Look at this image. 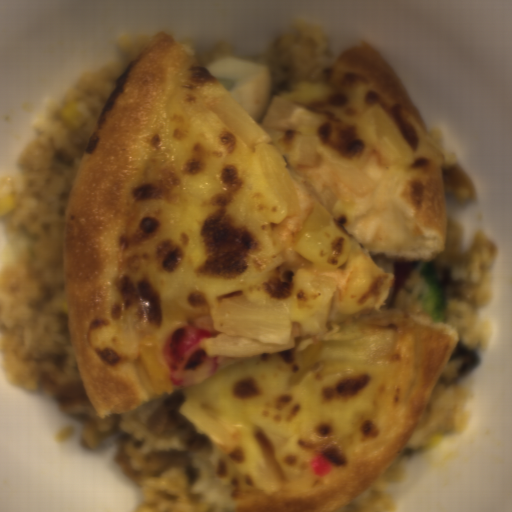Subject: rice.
Returning <instances> with one entry per match:
<instances>
[{
	"mask_svg": "<svg viewBox=\"0 0 512 512\" xmlns=\"http://www.w3.org/2000/svg\"><path fill=\"white\" fill-rule=\"evenodd\" d=\"M462 236L463 226L447 217L445 251L430 261L445 294L446 325L454 327L458 341L477 352L488 347L495 327L492 320L477 319V311L494 297L499 247L477 232L464 251Z\"/></svg>",
	"mask_w": 512,
	"mask_h": 512,
	"instance_id": "023b6e5f",
	"label": "rice"
},
{
	"mask_svg": "<svg viewBox=\"0 0 512 512\" xmlns=\"http://www.w3.org/2000/svg\"><path fill=\"white\" fill-rule=\"evenodd\" d=\"M165 396L121 414H110L104 418L98 416L92 404L59 406V409L62 414L74 418L83 427L81 442L85 450L100 447L114 434L121 438L124 435L139 438L143 442L141 448H135L132 443H127L126 446L131 469L138 471L153 451H184L186 447L185 442L175 434L155 436L145 427V421L161 406Z\"/></svg>",
	"mask_w": 512,
	"mask_h": 512,
	"instance_id": "e3fd555f",
	"label": "rice"
},
{
	"mask_svg": "<svg viewBox=\"0 0 512 512\" xmlns=\"http://www.w3.org/2000/svg\"><path fill=\"white\" fill-rule=\"evenodd\" d=\"M155 35L125 34L114 59L83 74L62 96L46 98L33 121L38 133L16 155L18 172L0 178L1 220L22 237L0 272L1 371L15 387H42V373L61 382L82 381L65 298V211L110 92Z\"/></svg>",
	"mask_w": 512,
	"mask_h": 512,
	"instance_id": "652b925c",
	"label": "rice"
},
{
	"mask_svg": "<svg viewBox=\"0 0 512 512\" xmlns=\"http://www.w3.org/2000/svg\"><path fill=\"white\" fill-rule=\"evenodd\" d=\"M471 395L459 379L453 384L438 383L405 448L368 489L337 512H396L387 493L407 477L410 456L435 446L445 435L463 432L469 423L465 404Z\"/></svg>",
	"mask_w": 512,
	"mask_h": 512,
	"instance_id": "8eca5e8b",
	"label": "rice"
},
{
	"mask_svg": "<svg viewBox=\"0 0 512 512\" xmlns=\"http://www.w3.org/2000/svg\"><path fill=\"white\" fill-rule=\"evenodd\" d=\"M372 261L389 273L385 292L380 300L382 308L418 315L430 319L423 308L421 295L423 282L420 278L422 273L421 259L418 260L406 283L398 295L394 296L397 277L392 265L395 262L412 261L413 258L396 255L374 253L369 254ZM431 320V319H430Z\"/></svg>",
	"mask_w": 512,
	"mask_h": 512,
	"instance_id": "a3056103",
	"label": "rice"
},
{
	"mask_svg": "<svg viewBox=\"0 0 512 512\" xmlns=\"http://www.w3.org/2000/svg\"><path fill=\"white\" fill-rule=\"evenodd\" d=\"M206 67L219 57L236 55L264 63L269 72L271 99L312 78L338 56L331 50L325 30L317 21L294 19L278 40L260 54L243 53L222 42L211 51L194 42L178 41Z\"/></svg>",
	"mask_w": 512,
	"mask_h": 512,
	"instance_id": "acb35da6",
	"label": "rice"
},
{
	"mask_svg": "<svg viewBox=\"0 0 512 512\" xmlns=\"http://www.w3.org/2000/svg\"><path fill=\"white\" fill-rule=\"evenodd\" d=\"M438 153L441 169L457 166L462 169V162L458 154L448 153L444 148L445 134L440 129L429 130Z\"/></svg>",
	"mask_w": 512,
	"mask_h": 512,
	"instance_id": "f2f60c81",
	"label": "rice"
},
{
	"mask_svg": "<svg viewBox=\"0 0 512 512\" xmlns=\"http://www.w3.org/2000/svg\"><path fill=\"white\" fill-rule=\"evenodd\" d=\"M190 461L138 483L133 512H235L208 450L190 453Z\"/></svg>",
	"mask_w": 512,
	"mask_h": 512,
	"instance_id": "b023fe2a",
	"label": "rice"
}]
</instances>
